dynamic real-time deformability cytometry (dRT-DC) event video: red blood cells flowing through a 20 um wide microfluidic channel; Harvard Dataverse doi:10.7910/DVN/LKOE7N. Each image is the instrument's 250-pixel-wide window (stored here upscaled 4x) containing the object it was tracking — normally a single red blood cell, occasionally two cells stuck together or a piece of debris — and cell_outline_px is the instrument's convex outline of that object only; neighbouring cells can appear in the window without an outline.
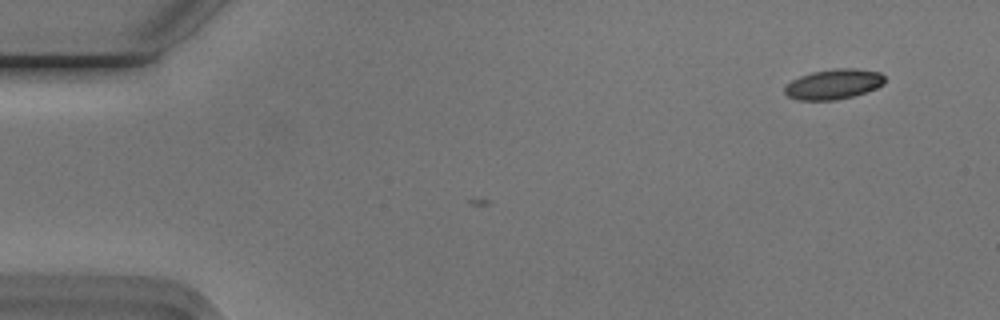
{"species": "Egyptian fruit bat (a non-hibernating species)", "species_latin": "Rousettus aegyptiacus", "temperature_condition": "cold", "stored_images_in_passage": 9, "camera_frame_rate_fps": 3000, "um_per_image_px": 0.085, "animal": {"sex": "male"}, "frame": {"image": 1, "passage_image": 9, "time_ms": 2.667, "image_size_px": [1000, 320], "cell_outline_px": [[884, 84], [876, 88], [852, 96], [836, 100], [796, 100], [788, 96], [784, 92], [784, 88], [792, 80], [800, 76], [812, 72], [836, 68], [856, 68], [880, 72], [884, 76]], "centroid_in_image_um": [70.85, 7.15], "position_along_channel_um": 14.1, "area_um2": 17.51}}